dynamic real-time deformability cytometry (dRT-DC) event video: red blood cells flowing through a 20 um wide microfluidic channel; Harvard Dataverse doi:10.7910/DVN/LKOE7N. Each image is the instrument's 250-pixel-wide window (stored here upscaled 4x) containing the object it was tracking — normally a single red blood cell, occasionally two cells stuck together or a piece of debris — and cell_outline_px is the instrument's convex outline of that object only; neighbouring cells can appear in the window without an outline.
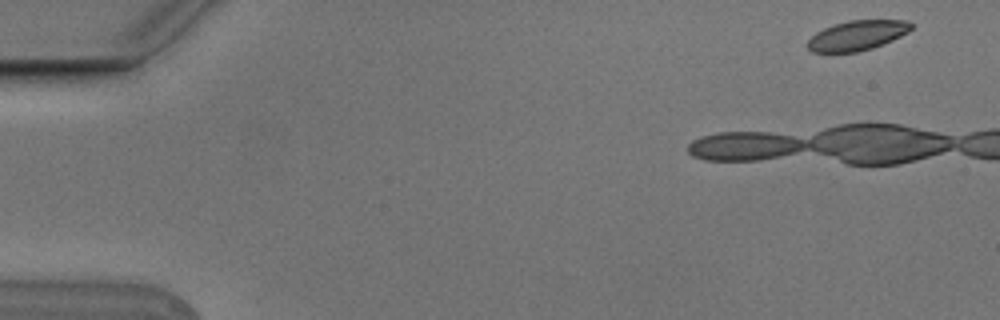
{"species": "Egyptian fruit bat (a non-hibernating species)", "species_latin": "Rousettus aegyptiacus", "temperature_condition": "cold", "stored_images_in_passage": 8, "camera_frame_rate_fps": 3000, "um_per_image_px": 0.085, "animal": {"sex": "male"}, "frame": {"image": 1, "passage_image": 1, "time_ms": 0.0, "image_size_px": [1000, 320], "cell_outline_px": [[912, 28], [908, 32], [892, 40], [872, 48], [856, 52], [812, 52], [808, 48], [808, 40], [816, 32], [824, 28], [848, 20], [908, 20], [912, 24]], "centroid_in_image_um": [72.87, 3.0], "position_along_channel_um": 12.1, "area_um2": 17.86}}